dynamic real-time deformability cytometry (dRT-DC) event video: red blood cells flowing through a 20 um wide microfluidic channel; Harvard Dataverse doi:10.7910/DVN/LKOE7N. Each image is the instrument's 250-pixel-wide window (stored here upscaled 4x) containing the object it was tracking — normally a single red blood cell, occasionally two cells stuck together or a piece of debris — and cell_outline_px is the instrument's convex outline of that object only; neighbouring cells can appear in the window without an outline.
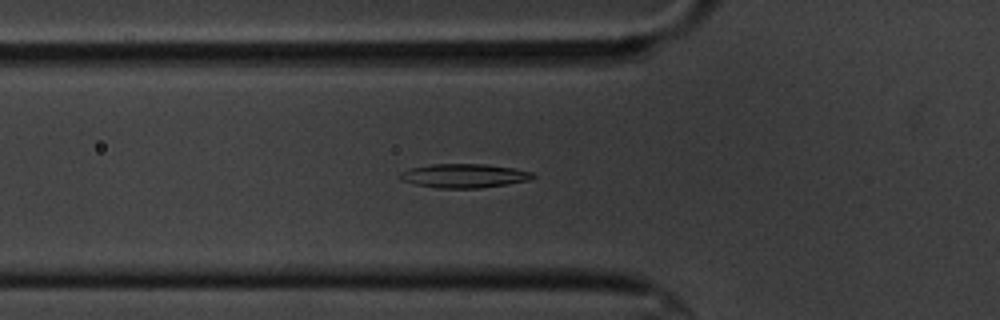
{"species": "common noctule bat (a hibernating species)", "species_latin": "Nyctalus noctula", "temperature_condition": "cold", "stored_images_in_passage": 41, "camera_frame_rate_fps": 3000, "um_per_image_px": 0.085, "animal": {"sex": "male", "body_mass_g": 20.1, "forearm_length_mm": 53.5}, "frame": {"image": 1, "passage_image": 3, "time_ms": 0.667, "image_size_px": [1000, 320], "cell_outline_px": [[536, 176], [528, 180], [480, 188], [436, 188], [416, 184], [400, 180], [400, 172], [412, 168], [432, 164], [484, 164], [512, 168], [532, 172]], "centroid_in_image_um": [39.42, 14.94], "position_along_channel_um": 86.4, "area_um2": 18.26}}
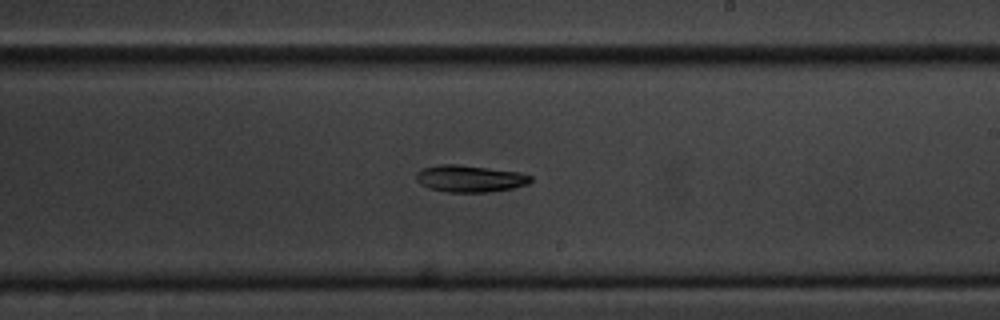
{"frame": {"image": 2, "passage_image": 17, "time_ms": 5.333, "image_size_px": [1000, 320], "cell_outline_px": [[532, 180], [528, 184], [512, 188], [488, 192], [448, 192], [428, 188], [420, 184], [416, 180], [416, 172], [424, 168], [440, 164], [456, 164], [520, 172], [532, 176]], "centroid_in_image_um": [39.93, 15.18], "position_along_channel_um": 249.1, "area_um2": 17.92}}
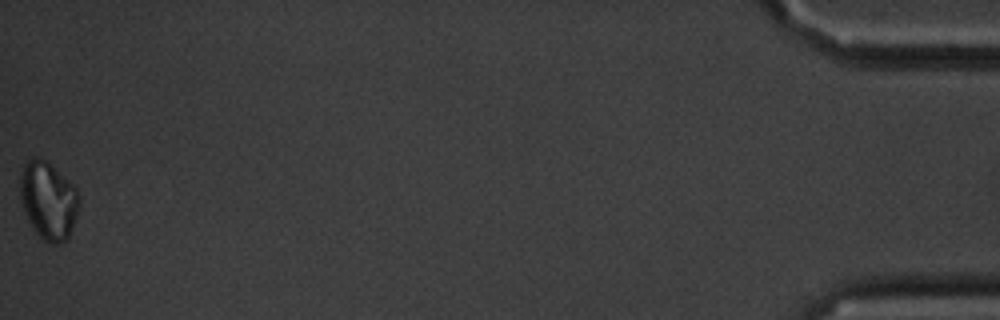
{"frame": {"image": 3, "passage_image": 41, "time_ms": 13.333, "image_size_px": [1000, 320], "cell_outline_px": [[80, 208], [68, 240], [60, 244], [52, 244], [44, 240], [32, 228], [24, 212], [20, 200], [20, 172], [24, 160], [36, 156], [44, 160], [68, 180], [76, 188], [80, 196]], "centroid_in_image_um": [4.11, 17.05], "position_along_channel_um": 431.1, "area_um2": 27.17}, "authors_computed_cell_mechanics": {"area_um2": 18.6694, "velocity_mm_per_s": 3.4701, "shape_relaxation_time_tau1_ms": 3.3814, "shape_relaxation_time_tau2_ms": null, "deformation_change_tau1": 0.0858, "deformation_change_tau2": null}}